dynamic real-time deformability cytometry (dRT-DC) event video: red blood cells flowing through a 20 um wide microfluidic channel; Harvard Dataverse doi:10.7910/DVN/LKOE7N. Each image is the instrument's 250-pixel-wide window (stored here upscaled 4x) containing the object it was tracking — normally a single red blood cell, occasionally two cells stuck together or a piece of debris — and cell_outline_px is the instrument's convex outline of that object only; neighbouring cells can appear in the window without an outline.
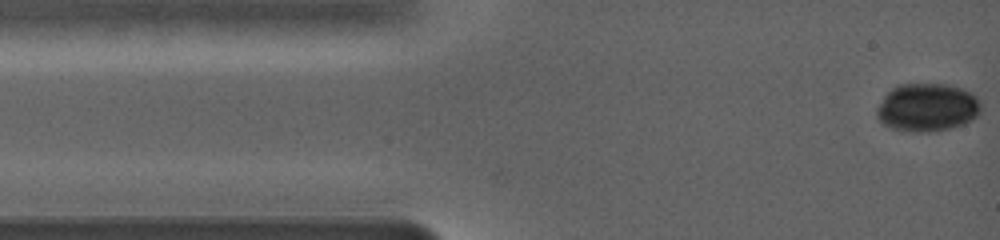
{"species": "common noctule bat (a hibernating species)", "species_latin": "Nyctalus noctula", "temperature_condition": "warm", "stored_images_in_passage": 68, "camera_frame_rate_fps": 5000, "um_per_image_px": 0.085, "animal": {"sex": "female", "body_mass_g": 19.0, "forearm_length_mm": 56.7}, "frame": {"image": 1, "passage_image": 1, "time_ms": 0.0, "image_size_px": [1000, 240], "cell_outline_px": [[980, 112], [972, 120], [964, 124], [952, 128], [936, 132], [908, 132], [892, 128], [884, 124], [876, 116], [876, 108], [884, 96], [896, 84], [948, 84], [964, 88], [976, 96], [980, 104]], "centroid_in_image_um": [78.82, 9.14], "position_along_channel_um": 6.2, "area_um2": 29.59}}
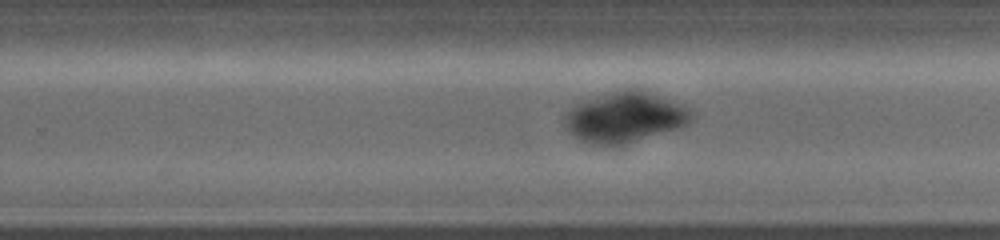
{"frame": {"image": 2, "passage_image": 55, "time_ms": 9.2, "image_size_px": [1000, 240], "cell_outline_px": [[688, 120], [684, 124], [676, 128], [612, 148], [588, 144], [572, 136], [568, 132], [564, 120], [568, 112], [580, 104], [612, 92], [644, 92], [680, 108], [688, 116]], "centroid_in_image_um": [52.91, 10.1], "position_along_channel_um": 276.9, "area_um2": 34.51}}
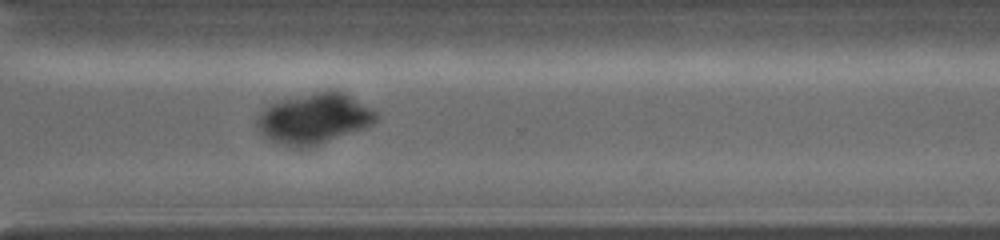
{"frame": {"image": 3, "passage_image": 67, "time_ms": 11.0, "image_size_px": [1000, 240], "cell_outline_px": [[376, 116], [372, 124], [312, 148], [292, 148], [268, 140], [264, 136], [256, 124], [264, 112], [268, 108], [276, 104], [288, 100], [320, 92], [340, 92], [348, 96], [376, 112]], "centroid_in_image_um": [26.7, 10.17], "position_along_channel_um": 343.9, "area_um2": 33.35}}